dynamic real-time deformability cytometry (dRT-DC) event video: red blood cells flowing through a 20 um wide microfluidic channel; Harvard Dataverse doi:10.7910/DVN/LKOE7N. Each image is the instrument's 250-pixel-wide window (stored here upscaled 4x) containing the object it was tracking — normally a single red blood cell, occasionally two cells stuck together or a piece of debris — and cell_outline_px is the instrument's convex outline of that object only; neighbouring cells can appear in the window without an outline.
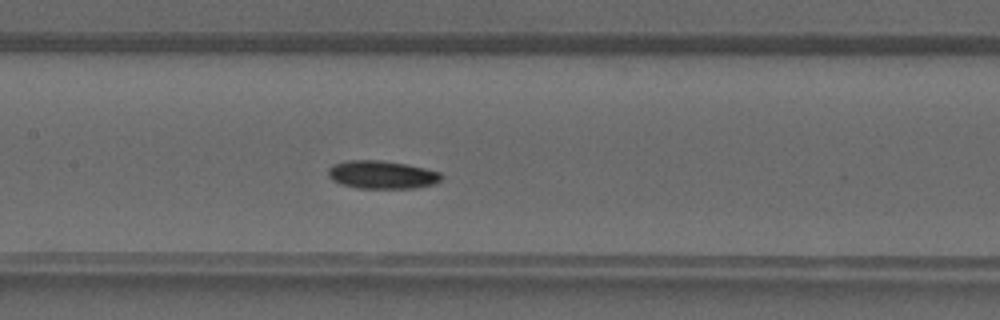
{"species": "common noctule bat (a hibernating species)", "species_latin": "Nyctalus noctula", "temperature_condition": "warm", "stored_images_in_passage": 38, "segment_of_instrument_passage": [1, 2], "camera_frame_rate_fps": 3000, "um_per_image_px": 0.085, "animal": {"sex": "male", "forearm_length_mm": 52.5}, "frame": {"image": 1, "passage_image": 16, "time_ms": 5.0, "image_size_px": [1000, 320], "cell_outline_px": [[444, 176], [436, 184], [412, 188], [360, 188], [340, 184], [332, 180], [328, 176], [328, 168], [332, 164], [348, 160], [380, 160], [408, 164], [440, 172]], "centroid_in_image_um": [32.46, 14.84], "position_along_channel_um": 174.9, "area_um2": 18.67}}
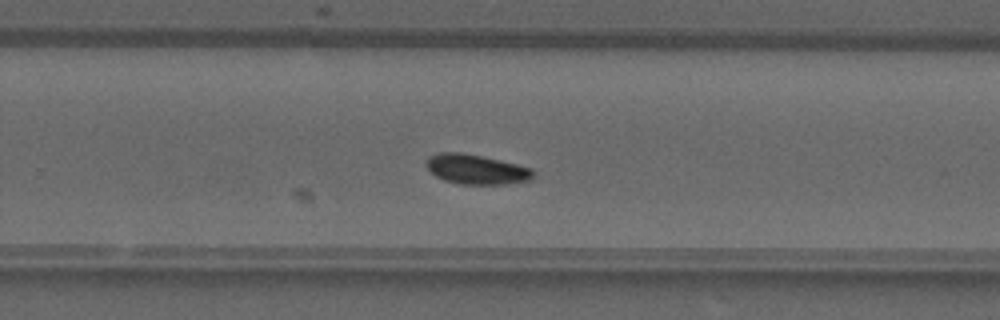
{"frame": {"image": 2, "passage_image": 23, "time_ms": 7.333, "image_size_px": [1000, 320], "cell_outline_px": [[532, 180], [508, 184], [460, 184], [444, 180], [436, 176], [428, 168], [428, 156], [440, 152], [464, 152], [500, 160], [532, 168]], "centroid_in_image_um": [40.5, 14.39], "position_along_channel_um": 289.3, "area_um2": 18.44}}
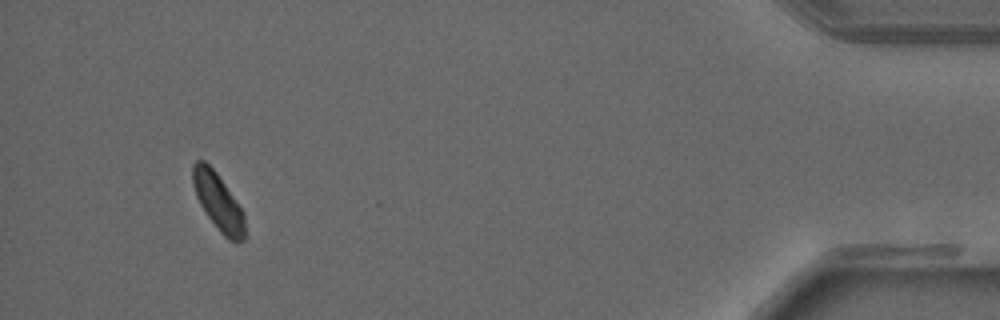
{"frame": {"image": 3, "passage_image": 35, "time_ms": 11.333, "image_size_px": [1000, 320], "cell_outline_px": [[244, 240], [236, 244], [228, 240], [220, 232], [208, 216], [200, 204], [196, 196], [192, 184], [192, 164], [196, 160], [204, 160], [216, 172], [244, 212]], "centroid_in_image_um": [18.53, 17.16], "position_along_channel_um": 416.7, "area_um2": 17.28}}